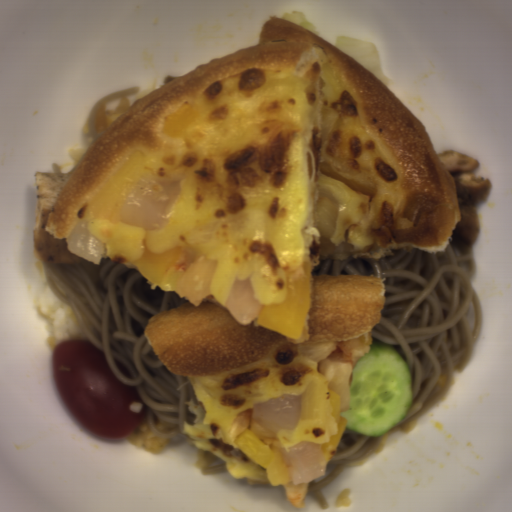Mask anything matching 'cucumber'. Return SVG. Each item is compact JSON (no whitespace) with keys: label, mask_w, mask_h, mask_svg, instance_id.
<instances>
[{"label":"cucumber","mask_w":512,"mask_h":512,"mask_svg":"<svg viewBox=\"0 0 512 512\" xmlns=\"http://www.w3.org/2000/svg\"><path fill=\"white\" fill-rule=\"evenodd\" d=\"M414 399L413 372L389 344H375L351 364L349 409L339 412L349 431L369 437L399 426Z\"/></svg>","instance_id":"8b760119"}]
</instances>
